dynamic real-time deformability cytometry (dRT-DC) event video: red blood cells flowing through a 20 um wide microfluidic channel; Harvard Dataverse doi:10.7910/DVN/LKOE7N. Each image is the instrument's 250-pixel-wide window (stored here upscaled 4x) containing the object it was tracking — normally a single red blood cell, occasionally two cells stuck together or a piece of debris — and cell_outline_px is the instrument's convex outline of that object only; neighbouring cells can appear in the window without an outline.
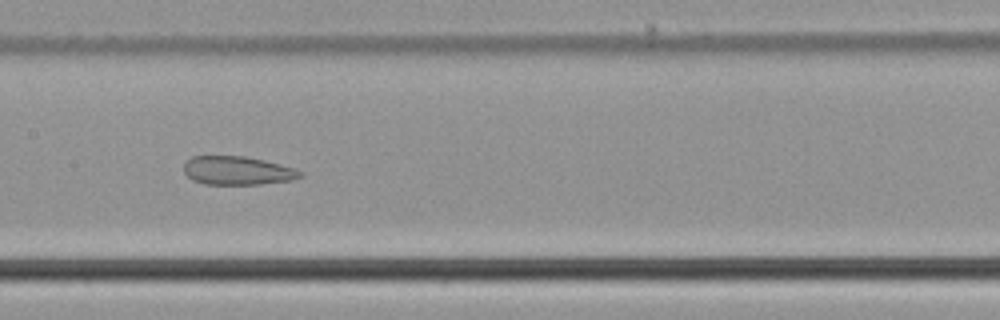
{"species": "common noctule bat (a hibernating species)", "species_latin": "Nyctalus noctula", "temperature_condition": "cold", "stored_images_in_passage": 46, "camera_frame_rate_fps": 3000, "um_per_image_px": 0.085, "animal": {"sex": "male", "body_mass_g": 21.5, "forearm_length_mm": 52.0}, "frame": {"image": 1, "passage_image": 23, "time_ms": 7.333, "image_size_px": [1000, 320], "cell_outline_px": [[304, 176], [292, 180], [260, 184], [204, 184], [192, 180], [184, 172], [184, 164], [192, 156], [244, 156], [264, 160], [280, 164], [304, 172]], "centroid_in_image_um": [20.19, 14.5], "position_along_channel_um": 187.2, "area_um2": 19.36}}
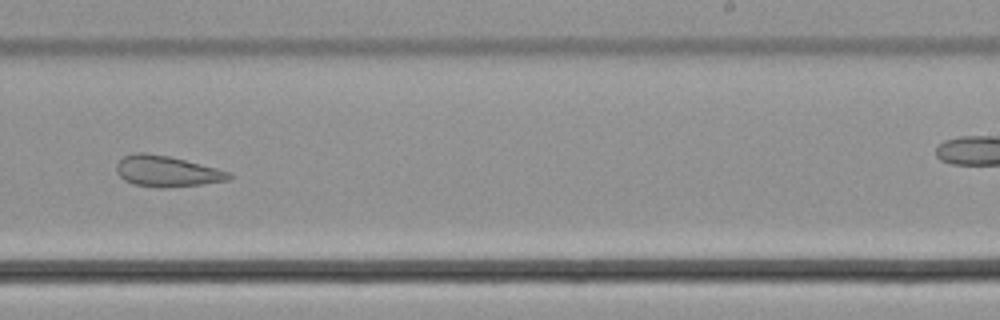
{"frame": {"image": 2, "passage_image": 30, "time_ms": 9.667, "image_size_px": [1000, 320], "cell_outline_px": [[232, 176], [228, 180], [200, 184], [168, 188], [156, 188], [132, 184], [124, 180], [116, 172], [116, 164], [124, 156], [132, 152], [144, 152], [168, 156], [232, 172]], "centroid_in_image_um": [14.14, 14.56], "position_along_channel_um": 274.9, "area_um2": 20.35}}
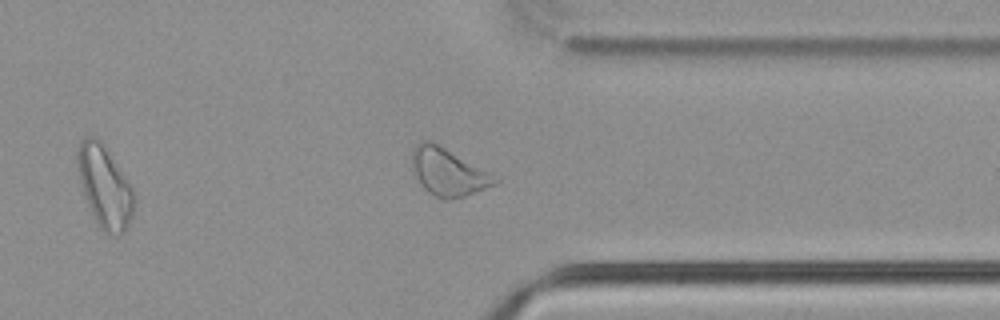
{"frame": {"image": 3, "passage_image": 38, "time_ms": 12.333, "image_size_px": [1000, 320], "cell_outline_px": [[500, 180], [496, 184], [464, 196], [436, 196], [428, 192], [420, 184], [412, 172], [412, 148], [416, 144], [424, 140], [428, 140], [500, 176]], "centroid_in_image_um": [38.11, 14.59], "position_along_channel_um": 373.3, "area_um2": 22.54}, "authors_computed_cell_mechanics": {"area_um2": 23.7558, "velocity_mm_per_s": 3.7627, "shape_relaxation_time_tau1_ms": null, "shape_relaxation_time_tau2_ms": 3.2039, "deformation_change_tau1": null, "deformation_change_tau2": 0.1103}}